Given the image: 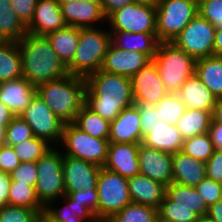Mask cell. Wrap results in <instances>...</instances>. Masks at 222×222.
<instances>
[{"label": "cell", "mask_w": 222, "mask_h": 222, "mask_svg": "<svg viewBox=\"0 0 222 222\" xmlns=\"http://www.w3.org/2000/svg\"><path fill=\"white\" fill-rule=\"evenodd\" d=\"M85 105L109 122L134 104L131 78L103 70L85 78Z\"/></svg>", "instance_id": "1"}, {"label": "cell", "mask_w": 222, "mask_h": 222, "mask_svg": "<svg viewBox=\"0 0 222 222\" xmlns=\"http://www.w3.org/2000/svg\"><path fill=\"white\" fill-rule=\"evenodd\" d=\"M22 74L34 86L69 74L68 68L53 50L46 36L27 33L18 42Z\"/></svg>", "instance_id": "2"}, {"label": "cell", "mask_w": 222, "mask_h": 222, "mask_svg": "<svg viewBox=\"0 0 222 222\" xmlns=\"http://www.w3.org/2000/svg\"><path fill=\"white\" fill-rule=\"evenodd\" d=\"M85 91V78L71 74L37 86V94L65 124L73 123L85 105Z\"/></svg>", "instance_id": "3"}, {"label": "cell", "mask_w": 222, "mask_h": 222, "mask_svg": "<svg viewBox=\"0 0 222 222\" xmlns=\"http://www.w3.org/2000/svg\"><path fill=\"white\" fill-rule=\"evenodd\" d=\"M111 44V33L103 27L80 28V37L73 61L67 66L71 75L86 78L98 72Z\"/></svg>", "instance_id": "4"}, {"label": "cell", "mask_w": 222, "mask_h": 222, "mask_svg": "<svg viewBox=\"0 0 222 222\" xmlns=\"http://www.w3.org/2000/svg\"><path fill=\"white\" fill-rule=\"evenodd\" d=\"M168 92L176 93L183 83L195 73L196 60L173 42H159L152 59Z\"/></svg>", "instance_id": "5"}, {"label": "cell", "mask_w": 222, "mask_h": 222, "mask_svg": "<svg viewBox=\"0 0 222 222\" xmlns=\"http://www.w3.org/2000/svg\"><path fill=\"white\" fill-rule=\"evenodd\" d=\"M198 14V0H160L156 7L159 42H172Z\"/></svg>", "instance_id": "6"}, {"label": "cell", "mask_w": 222, "mask_h": 222, "mask_svg": "<svg viewBox=\"0 0 222 222\" xmlns=\"http://www.w3.org/2000/svg\"><path fill=\"white\" fill-rule=\"evenodd\" d=\"M63 153L60 147L52 146L37 162L38 179L35 191L40 202L60 199L65 195L64 175L62 171Z\"/></svg>", "instance_id": "7"}, {"label": "cell", "mask_w": 222, "mask_h": 222, "mask_svg": "<svg viewBox=\"0 0 222 222\" xmlns=\"http://www.w3.org/2000/svg\"><path fill=\"white\" fill-rule=\"evenodd\" d=\"M108 145L109 140L92 137L73 123H67L64 125L62 139L58 147H61L63 155L103 167L107 160Z\"/></svg>", "instance_id": "8"}, {"label": "cell", "mask_w": 222, "mask_h": 222, "mask_svg": "<svg viewBox=\"0 0 222 222\" xmlns=\"http://www.w3.org/2000/svg\"><path fill=\"white\" fill-rule=\"evenodd\" d=\"M98 221L106 222L131 201L128 178L101 167L98 180Z\"/></svg>", "instance_id": "9"}, {"label": "cell", "mask_w": 222, "mask_h": 222, "mask_svg": "<svg viewBox=\"0 0 222 222\" xmlns=\"http://www.w3.org/2000/svg\"><path fill=\"white\" fill-rule=\"evenodd\" d=\"M215 31L216 27L198 13L172 42L198 60L214 55Z\"/></svg>", "instance_id": "10"}, {"label": "cell", "mask_w": 222, "mask_h": 222, "mask_svg": "<svg viewBox=\"0 0 222 222\" xmlns=\"http://www.w3.org/2000/svg\"><path fill=\"white\" fill-rule=\"evenodd\" d=\"M19 116L31 127L35 137L44 139L51 146H59L65 123L50 110L38 94Z\"/></svg>", "instance_id": "11"}, {"label": "cell", "mask_w": 222, "mask_h": 222, "mask_svg": "<svg viewBox=\"0 0 222 222\" xmlns=\"http://www.w3.org/2000/svg\"><path fill=\"white\" fill-rule=\"evenodd\" d=\"M106 22L109 30L156 33V7L132 3L113 12Z\"/></svg>", "instance_id": "12"}, {"label": "cell", "mask_w": 222, "mask_h": 222, "mask_svg": "<svg viewBox=\"0 0 222 222\" xmlns=\"http://www.w3.org/2000/svg\"><path fill=\"white\" fill-rule=\"evenodd\" d=\"M131 82L134 103L155 105L169 93L153 60L134 74Z\"/></svg>", "instance_id": "13"}, {"label": "cell", "mask_w": 222, "mask_h": 222, "mask_svg": "<svg viewBox=\"0 0 222 222\" xmlns=\"http://www.w3.org/2000/svg\"><path fill=\"white\" fill-rule=\"evenodd\" d=\"M101 167L72 156H63L62 171L66 192L97 189Z\"/></svg>", "instance_id": "14"}, {"label": "cell", "mask_w": 222, "mask_h": 222, "mask_svg": "<svg viewBox=\"0 0 222 222\" xmlns=\"http://www.w3.org/2000/svg\"><path fill=\"white\" fill-rule=\"evenodd\" d=\"M140 174L165 186L173 182V154L152 149L140 144L138 149Z\"/></svg>", "instance_id": "15"}, {"label": "cell", "mask_w": 222, "mask_h": 222, "mask_svg": "<svg viewBox=\"0 0 222 222\" xmlns=\"http://www.w3.org/2000/svg\"><path fill=\"white\" fill-rule=\"evenodd\" d=\"M60 8L64 20L69 26L89 28L99 27L104 23L107 25L105 22L107 18L103 13L101 3L77 0L61 4Z\"/></svg>", "instance_id": "16"}, {"label": "cell", "mask_w": 222, "mask_h": 222, "mask_svg": "<svg viewBox=\"0 0 222 222\" xmlns=\"http://www.w3.org/2000/svg\"><path fill=\"white\" fill-rule=\"evenodd\" d=\"M150 61L144 53L117 49L110 44L101 70L131 78Z\"/></svg>", "instance_id": "17"}, {"label": "cell", "mask_w": 222, "mask_h": 222, "mask_svg": "<svg viewBox=\"0 0 222 222\" xmlns=\"http://www.w3.org/2000/svg\"><path fill=\"white\" fill-rule=\"evenodd\" d=\"M139 143H109L104 168L130 178L140 174Z\"/></svg>", "instance_id": "18"}, {"label": "cell", "mask_w": 222, "mask_h": 222, "mask_svg": "<svg viewBox=\"0 0 222 222\" xmlns=\"http://www.w3.org/2000/svg\"><path fill=\"white\" fill-rule=\"evenodd\" d=\"M66 26L60 5L55 0H38L27 30L36 36H46Z\"/></svg>", "instance_id": "19"}, {"label": "cell", "mask_w": 222, "mask_h": 222, "mask_svg": "<svg viewBox=\"0 0 222 222\" xmlns=\"http://www.w3.org/2000/svg\"><path fill=\"white\" fill-rule=\"evenodd\" d=\"M141 120L138 108L123 109L119 116L110 122L109 143H142Z\"/></svg>", "instance_id": "20"}, {"label": "cell", "mask_w": 222, "mask_h": 222, "mask_svg": "<svg viewBox=\"0 0 222 222\" xmlns=\"http://www.w3.org/2000/svg\"><path fill=\"white\" fill-rule=\"evenodd\" d=\"M37 94V87L21 77L0 83V101L5 104L15 116H19L30 106Z\"/></svg>", "instance_id": "21"}, {"label": "cell", "mask_w": 222, "mask_h": 222, "mask_svg": "<svg viewBox=\"0 0 222 222\" xmlns=\"http://www.w3.org/2000/svg\"><path fill=\"white\" fill-rule=\"evenodd\" d=\"M131 201L159 209L166 194V186L149 177L138 174L128 178Z\"/></svg>", "instance_id": "22"}, {"label": "cell", "mask_w": 222, "mask_h": 222, "mask_svg": "<svg viewBox=\"0 0 222 222\" xmlns=\"http://www.w3.org/2000/svg\"><path fill=\"white\" fill-rule=\"evenodd\" d=\"M56 201L63 205L58 207ZM43 216L50 222H99L89 209L79 203H74L66 195L48 202L44 206Z\"/></svg>", "instance_id": "23"}, {"label": "cell", "mask_w": 222, "mask_h": 222, "mask_svg": "<svg viewBox=\"0 0 222 222\" xmlns=\"http://www.w3.org/2000/svg\"><path fill=\"white\" fill-rule=\"evenodd\" d=\"M176 93L188 109L212 112L217 101V98L195 73L183 83Z\"/></svg>", "instance_id": "24"}, {"label": "cell", "mask_w": 222, "mask_h": 222, "mask_svg": "<svg viewBox=\"0 0 222 222\" xmlns=\"http://www.w3.org/2000/svg\"><path fill=\"white\" fill-rule=\"evenodd\" d=\"M184 139L178 131L177 126L159 122L149 129L142 143L144 146L160 150L162 152L175 154L182 150Z\"/></svg>", "instance_id": "25"}, {"label": "cell", "mask_w": 222, "mask_h": 222, "mask_svg": "<svg viewBox=\"0 0 222 222\" xmlns=\"http://www.w3.org/2000/svg\"><path fill=\"white\" fill-rule=\"evenodd\" d=\"M173 183L196 187L206 177V163L182 151L173 154Z\"/></svg>", "instance_id": "26"}, {"label": "cell", "mask_w": 222, "mask_h": 222, "mask_svg": "<svg viewBox=\"0 0 222 222\" xmlns=\"http://www.w3.org/2000/svg\"><path fill=\"white\" fill-rule=\"evenodd\" d=\"M109 31L111 33V44L117 49L138 51L146 54L151 60L154 58L159 45L156 33Z\"/></svg>", "instance_id": "27"}, {"label": "cell", "mask_w": 222, "mask_h": 222, "mask_svg": "<svg viewBox=\"0 0 222 222\" xmlns=\"http://www.w3.org/2000/svg\"><path fill=\"white\" fill-rule=\"evenodd\" d=\"M59 59L68 66L74 59L80 37V28L67 25L46 35Z\"/></svg>", "instance_id": "28"}, {"label": "cell", "mask_w": 222, "mask_h": 222, "mask_svg": "<svg viewBox=\"0 0 222 222\" xmlns=\"http://www.w3.org/2000/svg\"><path fill=\"white\" fill-rule=\"evenodd\" d=\"M195 74L213 95L222 98V56H207L196 60Z\"/></svg>", "instance_id": "29"}, {"label": "cell", "mask_w": 222, "mask_h": 222, "mask_svg": "<svg viewBox=\"0 0 222 222\" xmlns=\"http://www.w3.org/2000/svg\"><path fill=\"white\" fill-rule=\"evenodd\" d=\"M27 33V26L12 8L10 0H0V38L4 42H18Z\"/></svg>", "instance_id": "30"}, {"label": "cell", "mask_w": 222, "mask_h": 222, "mask_svg": "<svg viewBox=\"0 0 222 222\" xmlns=\"http://www.w3.org/2000/svg\"><path fill=\"white\" fill-rule=\"evenodd\" d=\"M212 123V112L201 109L186 108L178 120L177 129L183 139L207 133Z\"/></svg>", "instance_id": "31"}, {"label": "cell", "mask_w": 222, "mask_h": 222, "mask_svg": "<svg viewBox=\"0 0 222 222\" xmlns=\"http://www.w3.org/2000/svg\"><path fill=\"white\" fill-rule=\"evenodd\" d=\"M166 195L174 201V205L191 207L200 216H206L208 206L195 187L171 183L166 186Z\"/></svg>", "instance_id": "32"}, {"label": "cell", "mask_w": 222, "mask_h": 222, "mask_svg": "<svg viewBox=\"0 0 222 222\" xmlns=\"http://www.w3.org/2000/svg\"><path fill=\"white\" fill-rule=\"evenodd\" d=\"M23 77L21 52L17 42H4L0 46V83Z\"/></svg>", "instance_id": "33"}, {"label": "cell", "mask_w": 222, "mask_h": 222, "mask_svg": "<svg viewBox=\"0 0 222 222\" xmlns=\"http://www.w3.org/2000/svg\"><path fill=\"white\" fill-rule=\"evenodd\" d=\"M73 124L88 135L100 139L109 140L110 122L84 105Z\"/></svg>", "instance_id": "34"}, {"label": "cell", "mask_w": 222, "mask_h": 222, "mask_svg": "<svg viewBox=\"0 0 222 222\" xmlns=\"http://www.w3.org/2000/svg\"><path fill=\"white\" fill-rule=\"evenodd\" d=\"M8 205L23 206L36 210L43 215L44 205L36 195L35 186L11 181L8 193Z\"/></svg>", "instance_id": "35"}, {"label": "cell", "mask_w": 222, "mask_h": 222, "mask_svg": "<svg viewBox=\"0 0 222 222\" xmlns=\"http://www.w3.org/2000/svg\"><path fill=\"white\" fill-rule=\"evenodd\" d=\"M157 217V209L130 202L106 222H155Z\"/></svg>", "instance_id": "36"}, {"label": "cell", "mask_w": 222, "mask_h": 222, "mask_svg": "<svg viewBox=\"0 0 222 222\" xmlns=\"http://www.w3.org/2000/svg\"><path fill=\"white\" fill-rule=\"evenodd\" d=\"M159 120L171 125H177L178 120L184 114L186 107L180 100L177 93L169 92L157 104L154 105Z\"/></svg>", "instance_id": "37"}, {"label": "cell", "mask_w": 222, "mask_h": 222, "mask_svg": "<svg viewBox=\"0 0 222 222\" xmlns=\"http://www.w3.org/2000/svg\"><path fill=\"white\" fill-rule=\"evenodd\" d=\"M158 217L170 222H196L200 215L191 207L177 206L166 194L158 209Z\"/></svg>", "instance_id": "38"}, {"label": "cell", "mask_w": 222, "mask_h": 222, "mask_svg": "<svg viewBox=\"0 0 222 222\" xmlns=\"http://www.w3.org/2000/svg\"><path fill=\"white\" fill-rule=\"evenodd\" d=\"M214 150L210 135L207 132L185 139L181 151L196 160L206 163L213 155Z\"/></svg>", "instance_id": "39"}, {"label": "cell", "mask_w": 222, "mask_h": 222, "mask_svg": "<svg viewBox=\"0 0 222 222\" xmlns=\"http://www.w3.org/2000/svg\"><path fill=\"white\" fill-rule=\"evenodd\" d=\"M52 146L44 139L33 136L12 146L20 162H37Z\"/></svg>", "instance_id": "40"}, {"label": "cell", "mask_w": 222, "mask_h": 222, "mask_svg": "<svg viewBox=\"0 0 222 222\" xmlns=\"http://www.w3.org/2000/svg\"><path fill=\"white\" fill-rule=\"evenodd\" d=\"M31 127L20 116H15L6 126V141L8 146H14L32 138Z\"/></svg>", "instance_id": "41"}, {"label": "cell", "mask_w": 222, "mask_h": 222, "mask_svg": "<svg viewBox=\"0 0 222 222\" xmlns=\"http://www.w3.org/2000/svg\"><path fill=\"white\" fill-rule=\"evenodd\" d=\"M40 216L36 210L23 206L0 207V222H35Z\"/></svg>", "instance_id": "42"}, {"label": "cell", "mask_w": 222, "mask_h": 222, "mask_svg": "<svg viewBox=\"0 0 222 222\" xmlns=\"http://www.w3.org/2000/svg\"><path fill=\"white\" fill-rule=\"evenodd\" d=\"M198 13L216 29L222 28V0H198Z\"/></svg>", "instance_id": "43"}, {"label": "cell", "mask_w": 222, "mask_h": 222, "mask_svg": "<svg viewBox=\"0 0 222 222\" xmlns=\"http://www.w3.org/2000/svg\"><path fill=\"white\" fill-rule=\"evenodd\" d=\"M195 188L201 197L204 198V202L208 207L222 198V183L215 182L207 177Z\"/></svg>", "instance_id": "44"}, {"label": "cell", "mask_w": 222, "mask_h": 222, "mask_svg": "<svg viewBox=\"0 0 222 222\" xmlns=\"http://www.w3.org/2000/svg\"><path fill=\"white\" fill-rule=\"evenodd\" d=\"M65 195L74 203H79L89 209L98 220V192L97 189H88L79 192H65Z\"/></svg>", "instance_id": "45"}, {"label": "cell", "mask_w": 222, "mask_h": 222, "mask_svg": "<svg viewBox=\"0 0 222 222\" xmlns=\"http://www.w3.org/2000/svg\"><path fill=\"white\" fill-rule=\"evenodd\" d=\"M11 181H17L18 183H26L31 186H35L38 179L36 162H22L20 165L10 174Z\"/></svg>", "instance_id": "46"}, {"label": "cell", "mask_w": 222, "mask_h": 222, "mask_svg": "<svg viewBox=\"0 0 222 222\" xmlns=\"http://www.w3.org/2000/svg\"><path fill=\"white\" fill-rule=\"evenodd\" d=\"M138 108L141 120L142 139L149 134V129L159 122V116L154 105L134 103Z\"/></svg>", "instance_id": "47"}, {"label": "cell", "mask_w": 222, "mask_h": 222, "mask_svg": "<svg viewBox=\"0 0 222 222\" xmlns=\"http://www.w3.org/2000/svg\"><path fill=\"white\" fill-rule=\"evenodd\" d=\"M20 160L15 154L12 146H0V171L11 174L19 165Z\"/></svg>", "instance_id": "48"}, {"label": "cell", "mask_w": 222, "mask_h": 222, "mask_svg": "<svg viewBox=\"0 0 222 222\" xmlns=\"http://www.w3.org/2000/svg\"><path fill=\"white\" fill-rule=\"evenodd\" d=\"M10 2L18 17L27 26L33 18L38 0H10Z\"/></svg>", "instance_id": "49"}, {"label": "cell", "mask_w": 222, "mask_h": 222, "mask_svg": "<svg viewBox=\"0 0 222 222\" xmlns=\"http://www.w3.org/2000/svg\"><path fill=\"white\" fill-rule=\"evenodd\" d=\"M206 177L222 183V150H214L213 155L206 162Z\"/></svg>", "instance_id": "50"}, {"label": "cell", "mask_w": 222, "mask_h": 222, "mask_svg": "<svg viewBox=\"0 0 222 222\" xmlns=\"http://www.w3.org/2000/svg\"><path fill=\"white\" fill-rule=\"evenodd\" d=\"M102 10L106 18L113 12L133 3L132 0H101Z\"/></svg>", "instance_id": "51"}, {"label": "cell", "mask_w": 222, "mask_h": 222, "mask_svg": "<svg viewBox=\"0 0 222 222\" xmlns=\"http://www.w3.org/2000/svg\"><path fill=\"white\" fill-rule=\"evenodd\" d=\"M10 183V174L0 171V207L8 205V193Z\"/></svg>", "instance_id": "52"}, {"label": "cell", "mask_w": 222, "mask_h": 222, "mask_svg": "<svg viewBox=\"0 0 222 222\" xmlns=\"http://www.w3.org/2000/svg\"><path fill=\"white\" fill-rule=\"evenodd\" d=\"M208 134L215 150H222V123H211Z\"/></svg>", "instance_id": "53"}, {"label": "cell", "mask_w": 222, "mask_h": 222, "mask_svg": "<svg viewBox=\"0 0 222 222\" xmlns=\"http://www.w3.org/2000/svg\"><path fill=\"white\" fill-rule=\"evenodd\" d=\"M207 216L215 222H222V198L208 207Z\"/></svg>", "instance_id": "54"}, {"label": "cell", "mask_w": 222, "mask_h": 222, "mask_svg": "<svg viewBox=\"0 0 222 222\" xmlns=\"http://www.w3.org/2000/svg\"><path fill=\"white\" fill-rule=\"evenodd\" d=\"M14 117L12 111L0 101V127H6Z\"/></svg>", "instance_id": "55"}, {"label": "cell", "mask_w": 222, "mask_h": 222, "mask_svg": "<svg viewBox=\"0 0 222 222\" xmlns=\"http://www.w3.org/2000/svg\"><path fill=\"white\" fill-rule=\"evenodd\" d=\"M214 55L222 56V28H217L215 31Z\"/></svg>", "instance_id": "56"}, {"label": "cell", "mask_w": 222, "mask_h": 222, "mask_svg": "<svg viewBox=\"0 0 222 222\" xmlns=\"http://www.w3.org/2000/svg\"><path fill=\"white\" fill-rule=\"evenodd\" d=\"M212 123H222V98L217 99L213 108Z\"/></svg>", "instance_id": "57"}, {"label": "cell", "mask_w": 222, "mask_h": 222, "mask_svg": "<svg viewBox=\"0 0 222 222\" xmlns=\"http://www.w3.org/2000/svg\"><path fill=\"white\" fill-rule=\"evenodd\" d=\"M133 3L157 7L160 0H132Z\"/></svg>", "instance_id": "58"}, {"label": "cell", "mask_w": 222, "mask_h": 222, "mask_svg": "<svg viewBox=\"0 0 222 222\" xmlns=\"http://www.w3.org/2000/svg\"><path fill=\"white\" fill-rule=\"evenodd\" d=\"M6 127H0V146L5 145Z\"/></svg>", "instance_id": "59"}, {"label": "cell", "mask_w": 222, "mask_h": 222, "mask_svg": "<svg viewBox=\"0 0 222 222\" xmlns=\"http://www.w3.org/2000/svg\"><path fill=\"white\" fill-rule=\"evenodd\" d=\"M196 222H215L210 217L206 216H200L199 219Z\"/></svg>", "instance_id": "60"}, {"label": "cell", "mask_w": 222, "mask_h": 222, "mask_svg": "<svg viewBox=\"0 0 222 222\" xmlns=\"http://www.w3.org/2000/svg\"><path fill=\"white\" fill-rule=\"evenodd\" d=\"M35 222H50L45 216L41 215Z\"/></svg>", "instance_id": "61"}, {"label": "cell", "mask_w": 222, "mask_h": 222, "mask_svg": "<svg viewBox=\"0 0 222 222\" xmlns=\"http://www.w3.org/2000/svg\"><path fill=\"white\" fill-rule=\"evenodd\" d=\"M59 5L70 2V1H77V0H55Z\"/></svg>", "instance_id": "62"}, {"label": "cell", "mask_w": 222, "mask_h": 222, "mask_svg": "<svg viewBox=\"0 0 222 222\" xmlns=\"http://www.w3.org/2000/svg\"><path fill=\"white\" fill-rule=\"evenodd\" d=\"M155 222H170V221H167V220H164V219H161V218L157 217Z\"/></svg>", "instance_id": "63"}, {"label": "cell", "mask_w": 222, "mask_h": 222, "mask_svg": "<svg viewBox=\"0 0 222 222\" xmlns=\"http://www.w3.org/2000/svg\"><path fill=\"white\" fill-rule=\"evenodd\" d=\"M85 1H89V2H92V3H100L101 0H85Z\"/></svg>", "instance_id": "64"}, {"label": "cell", "mask_w": 222, "mask_h": 222, "mask_svg": "<svg viewBox=\"0 0 222 222\" xmlns=\"http://www.w3.org/2000/svg\"><path fill=\"white\" fill-rule=\"evenodd\" d=\"M4 43V41L0 38V46Z\"/></svg>", "instance_id": "65"}]
</instances>
